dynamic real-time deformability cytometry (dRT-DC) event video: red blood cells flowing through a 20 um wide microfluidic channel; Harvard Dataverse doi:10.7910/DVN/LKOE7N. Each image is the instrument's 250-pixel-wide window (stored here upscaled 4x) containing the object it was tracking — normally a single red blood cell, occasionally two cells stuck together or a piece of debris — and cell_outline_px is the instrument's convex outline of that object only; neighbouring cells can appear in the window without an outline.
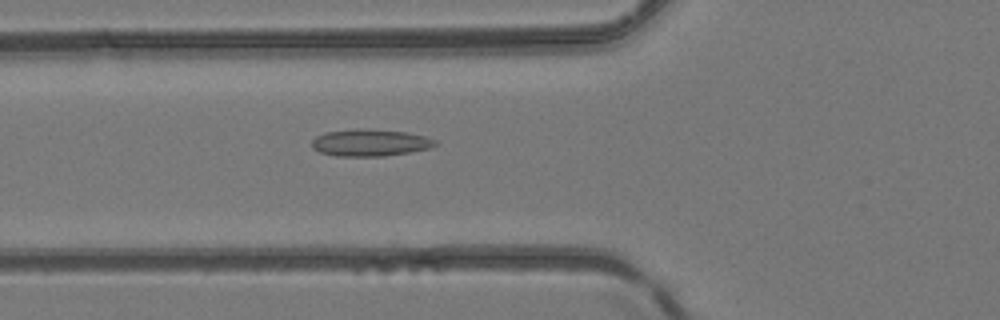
{"species": "common noctule bat (a hibernating species)", "species_latin": "Nyctalus noctula", "temperature_condition": "room temperature", "stored_images_in_passage": 49, "camera_frame_rate_fps": 3000, "um_per_image_px": 0.085, "animal": {"sex": "female", "body_mass_g": 24.6, "forearm_length_mm": 56.2}, "frame": {"image": 1, "passage_image": 19, "time_ms": 6.0, "image_size_px": [1000, 320], "cell_outline_px": [[436, 144], [432, 148], [384, 156], [336, 156], [320, 152], [312, 148], [312, 140], [316, 136], [324, 132], [356, 128], [368, 128], [404, 132], [424, 136], [436, 140]], "centroid_in_image_um": [31.43, 12.12], "position_along_channel_um": 94.4, "area_um2": 19.48}}
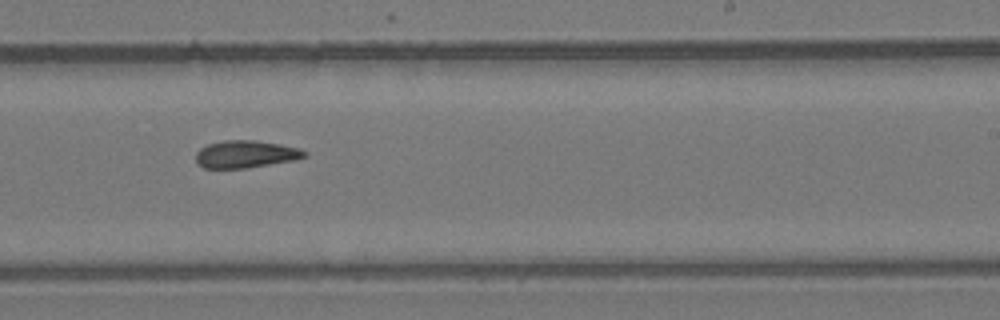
{"frame": {"image": 2, "passage_image": 31, "time_ms": 10.0, "image_size_px": [1000, 320], "cell_outline_px": [[308, 156], [292, 160], [248, 168], [204, 168], [196, 164], [196, 152], [200, 148], [208, 144], [224, 140], [256, 140], [280, 144], [300, 148], [308, 152]], "centroid_in_image_um": [20.88, 13.1], "position_along_channel_um": 268.1, "area_um2": 17.46}}
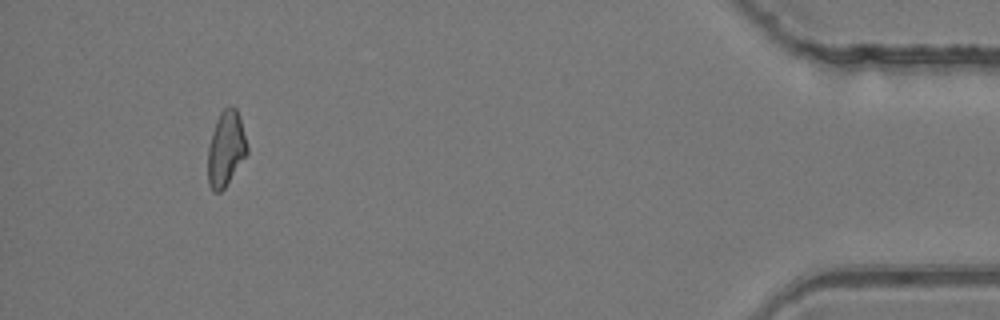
{"frame": {"image": 3, "passage_image": 46, "time_ms": 15.0, "image_size_px": [1000, 320], "cell_outline_px": [[248, 152], [224, 188], [220, 192], [212, 192], [208, 184], [208, 148], [212, 132], [216, 120], [220, 112], [224, 108], [236, 108], [240, 120], [248, 148]], "centroid_in_image_um": [19.18, 12.67], "position_along_channel_um": 416.0, "area_um2": 16.88}}